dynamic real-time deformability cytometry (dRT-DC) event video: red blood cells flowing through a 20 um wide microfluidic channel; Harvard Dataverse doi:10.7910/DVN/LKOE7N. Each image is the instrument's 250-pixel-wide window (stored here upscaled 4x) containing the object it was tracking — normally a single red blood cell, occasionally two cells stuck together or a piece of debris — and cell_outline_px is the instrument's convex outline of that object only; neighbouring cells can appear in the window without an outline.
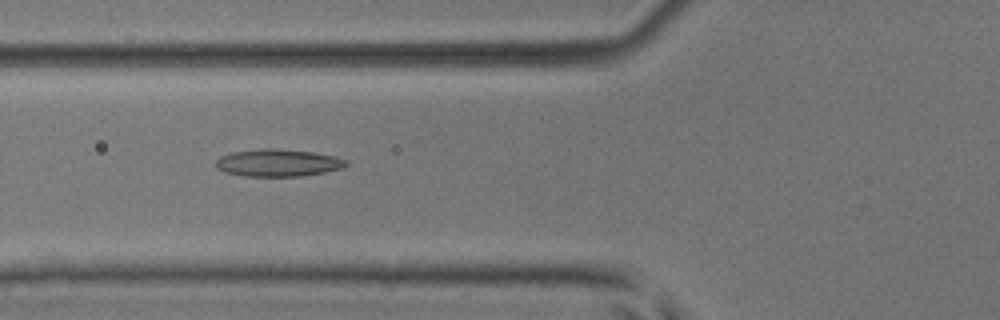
{"species": "common noctule bat (a hibernating species)", "species_latin": "Nyctalus noctula", "temperature_condition": "room temperature", "stored_images_in_passage": 8, "camera_frame_rate_fps": 3000, "um_per_image_px": 0.085, "animal": {"sex": "male", "body_mass_g": 17.9, "forearm_length_mm": 54.2}, "frame": {"image": 1, "passage_image": 6, "time_ms": 1.667, "image_size_px": [1000, 320], "cell_outline_px": [[348, 164], [344, 168], [324, 172], [300, 176], [244, 176], [224, 172], [216, 168], [216, 160], [220, 156], [232, 152], [264, 148], [272, 148], [312, 152], [336, 156], [348, 160]], "centroid_in_image_um": [23.64, 13.84], "position_along_channel_um": 102.2, "area_um2": 20.81}}
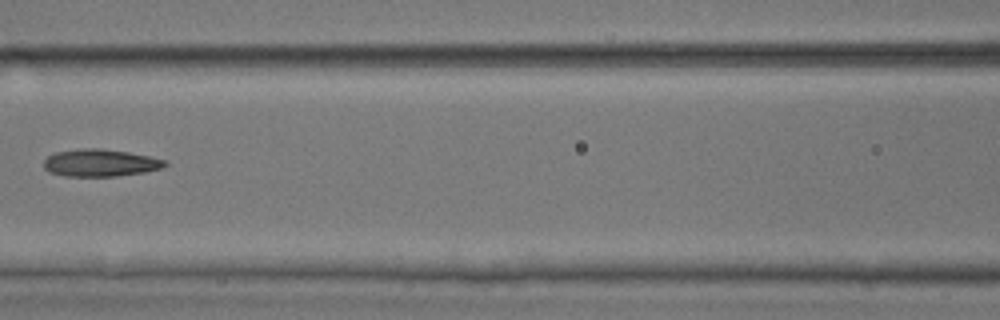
{"frame": {"image": 2, "passage_image": 7, "time_ms": 2.0, "image_size_px": [1000, 320], "cell_outline_px": [[168, 164], [164, 168], [144, 172], [116, 176], [64, 176], [48, 172], [44, 168], [44, 160], [48, 156], [56, 152], [84, 148], [100, 148], [128, 152], [168, 160]], "centroid_in_image_um": [8.54, 13.84], "position_along_channel_um": 158.1, "area_um2": 19.36}}
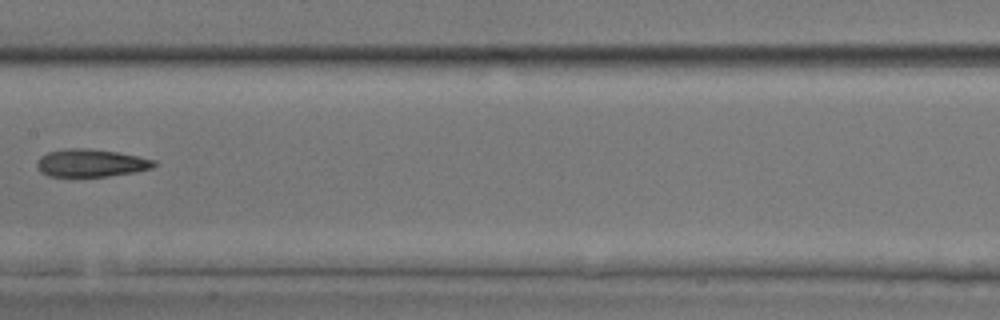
{"frame": {"image": 3, "passage_image": 8, "time_ms": 2.333, "image_size_px": [1000, 320], "cell_outline_px": [[156, 164], [152, 168], [136, 172], [108, 176], [48, 176], [40, 172], [36, 164], [40, 156], [48, 152], [68, 148], [88, 148], [116, 152], [156, 160]], "centroid_in_image_um": [7.72, 13.85], "position_along_channel_um": 199.7, "area_um2": 18.84}}